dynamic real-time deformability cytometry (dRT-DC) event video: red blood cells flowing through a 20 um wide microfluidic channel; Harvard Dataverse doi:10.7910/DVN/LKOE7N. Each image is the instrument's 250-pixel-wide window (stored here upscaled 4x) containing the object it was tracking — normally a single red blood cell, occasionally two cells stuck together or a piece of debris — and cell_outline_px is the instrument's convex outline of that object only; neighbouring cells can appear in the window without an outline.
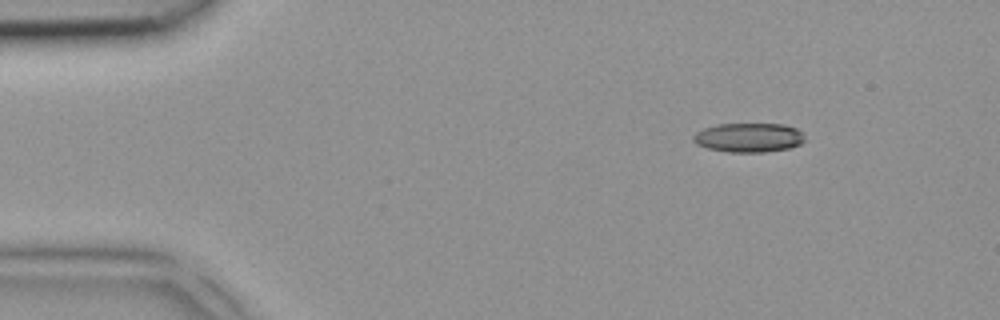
{"species": "common noctule bat (a hibernating species)", "species_latin": "Nyctalus noctula", "temperature_condition": "room temperature", "stored_images_in_passage": 3, "camera_frame_rate_fps": 3000, "um_per_image_px": 0.085, "animal": {"sex": "female", "body_mass_g": 18.4}, "frame": {"image": 1, "passage_image": 1, "time_ms": 0.0, "image_size_px": [1000, 320], "cell_outline_px": [[804, 140], [800, 144], [788, 148], [764, 152], [728, 152], [708, 148], [696, 144], [692, 140], [692, 136], [696, 132], [704, 128], [716, 124], [784, 124], [796, 128], [804, 136]], "centroid_in_image_um": [63.61, 11.69], "position_along_channel_um": 21.4, "area_um2": 18.96}}
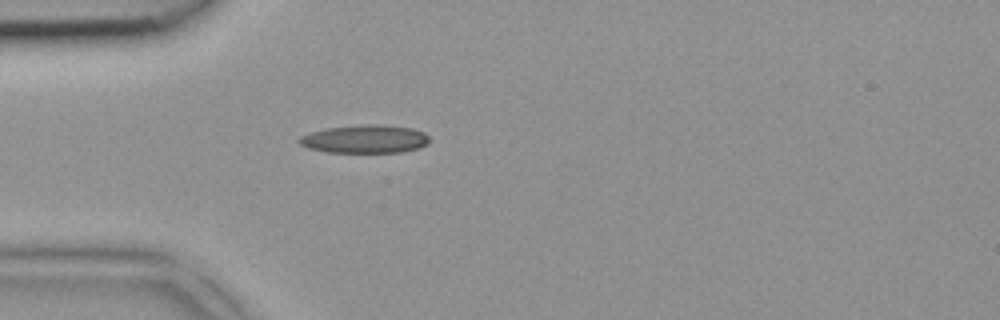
{"frame": {"image": 2, "passage_image": 3, "time_ms": 0.667, "image_size_px": [1000, 320], "cell_outline_px": [[428, 144], [420, 148], [404, 152], [328, 152], [308, 148], [300, 144], [296, 140], [300, 136], [312, 132], [328, 128], [368, 124], [376, 124], [412, 128], [424, 132], [428, 136]], "centroid_in_image_um": [31.04, 11.82], "position_along_channel_um": 54.0, "area_um2": 21.33}}